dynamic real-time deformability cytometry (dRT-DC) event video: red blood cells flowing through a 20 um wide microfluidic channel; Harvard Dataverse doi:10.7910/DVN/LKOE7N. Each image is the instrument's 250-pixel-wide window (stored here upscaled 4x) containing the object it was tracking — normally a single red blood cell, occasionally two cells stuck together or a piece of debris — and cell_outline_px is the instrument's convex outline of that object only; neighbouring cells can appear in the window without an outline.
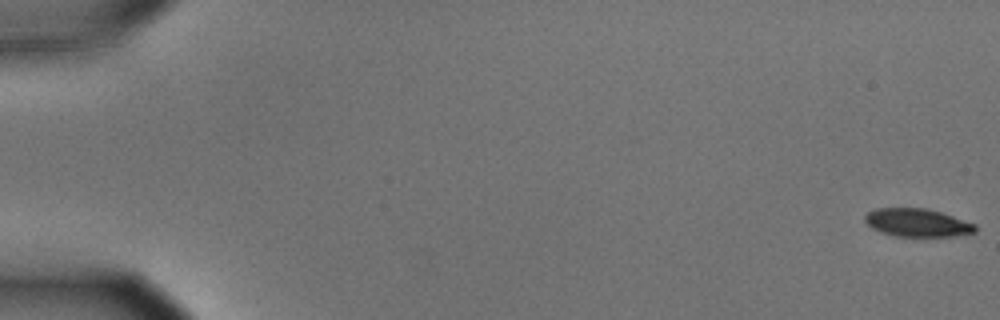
{"species": "common noctule bat (a hibernating species)", "species_latin": "Nyctalus noctula", "temperature_condition": "cold", "stored_images_in_passage": 57, "camera_frame_rate_fps": 3000, "um_per_image_px": 0.085, "animal": {"sex": "male", "body_mass_g": 15.6}, "frame": {"image": 1, "passage_image": 1, "time_ms": 0.0, "image_size_px": [1000, 320], "cell_outline_px": [[976, 232], [952, 236], [896, 236], [880, 232], [872, 228], [864, 220], [864, 216], [868, 212], [876, 208], [924, 208], [940, 212], [976, 224]], "centroid_in_image_um": [77.95, 18.93], "position_along_channel_um": 7.1, "area_um2": 17.92}}
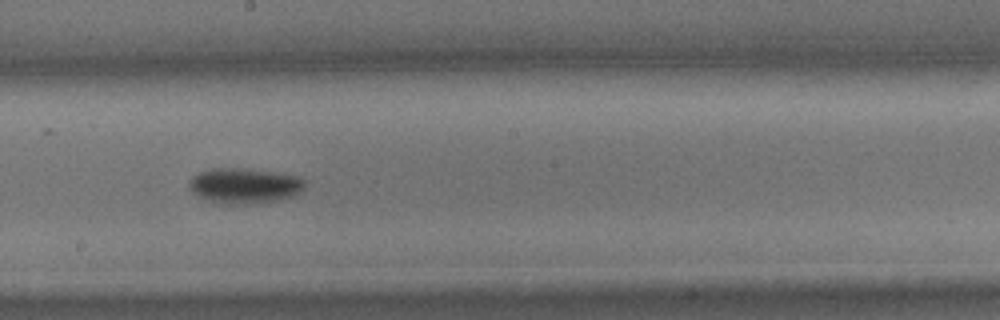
{"frame": {"image": 2, "passage_image": 33, "time_ms": 10.667, "image_size_px": [1000, 320], "cell_outline_px": [[304, 188], [296, 196], [280, 200], [252, 204], [220, 204], [208, 200], [192, 192], [188, 184], [188, 180], [192, 176], [200, 172], [212, 168], [236, 168], [300, 176], [304, 180]], "centroid_in_image_um": [20.78, 15.8], "position_along_channel_um": 227.4, "area_um2": 23.87}}
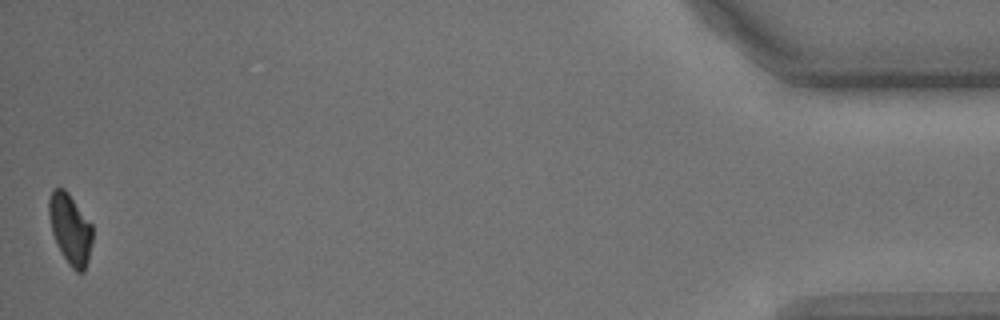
{"frame": {"image": 3, "passage_image": 57, "time_ms": 18.667, "image_size_px": [1000, 320], "cell_outline_px": [[92, 240], [88, 260], [84, 272], [76, 272], [68, 264], [56, 244], [52, 232], [48, 216], [48, 200], [52, 188], [64, 188], [68, 192], [92, 224]], "centroid_in_image_um": [5.95, 19.45], "position_along_channel_um": 429.2, "area_um2": 18.03}, "authors_computed_cell_mechanics": {"area_um2": 19.9988, "velocity_mm_per_s": 3.5777, "shape_relaxation_time_tau1_ms": 2.6313, "shape_relaxation_time_tau2_ms": null, "deformation_change_tau1": 0.1078, "deformation_change_tau2": null}}